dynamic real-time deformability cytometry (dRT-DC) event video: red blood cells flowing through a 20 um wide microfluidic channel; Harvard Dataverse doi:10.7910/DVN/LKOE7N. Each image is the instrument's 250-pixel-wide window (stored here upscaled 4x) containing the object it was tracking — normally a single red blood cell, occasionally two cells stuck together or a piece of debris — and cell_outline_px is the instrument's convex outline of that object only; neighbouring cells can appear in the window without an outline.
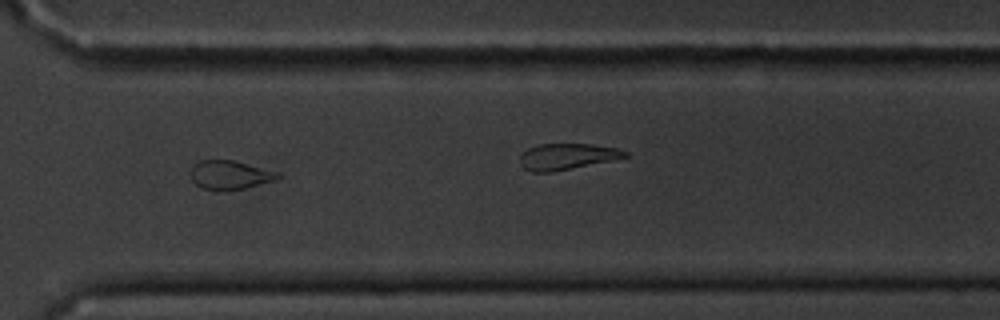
{"species": "common noctule bat (a hibernating species)", "species_latin": "Nyctalus noctula", "temperature_condition": "cold", "stored_images_in_passage": 15, "camera_frame_rate_fps": 3000, "um_per_image_px": 0.085, "animal": {"sex": "male", "body_mass_g": 20.1, "forearm_length_mm": 53.5}, "frame": {"image": 1, "passage_image": 11, "time_ms": 12.333, "image_size_px": [1000, 320], "cell_outline_px": [[284, 176], [276, 180], [244, 188], [216, 192], [200, 188], [192, 180], [188, 172], [192, 164], [200, 160], [232, 160], [272, 172]], "centroid_in_image_um": [19.41, 14.9], "position_along_channel_um": 351.2, "area_um2": 14.68}}
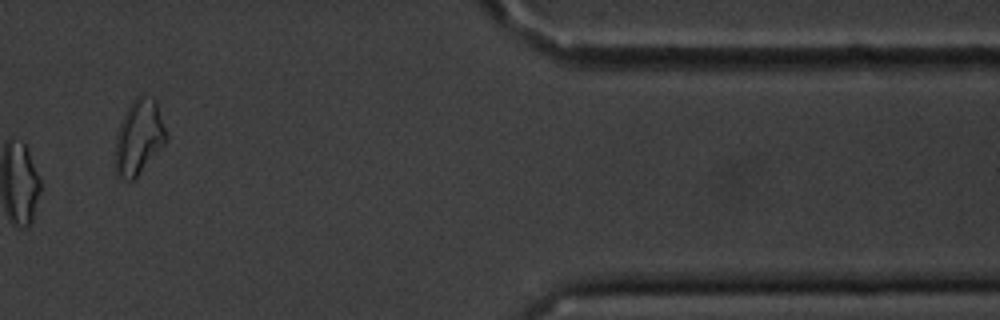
{"frame": {"image": 2, "passage_image": 13, "time_ms": 15.667, "image_size_px": [1000, 320], "cell_outline_px": [[168, 140], [136, 176], [132, 180], [120, 180], [116, 176], [112, 168], [116, 136], [120, 124], [132, 100], [140, 92], [144, 92], [156, 100], [168, 136]], "centroid_in_image_um": [11.77, 11.66], "position_along_channel_um": 399.6, "area_um2": 22.77}, "authors_computed_cell_mechanics": {"area_um2": 16.0684, "velocity_mm_per_s": 3.4311, "shape_relaxation_time_tau1_ms": 4.4704, "shape_relaxation_time_tau2_ms": 2.2434, "deformation_change_tau1": 0.0989, "deformation_change_tau2": 0.0745}}